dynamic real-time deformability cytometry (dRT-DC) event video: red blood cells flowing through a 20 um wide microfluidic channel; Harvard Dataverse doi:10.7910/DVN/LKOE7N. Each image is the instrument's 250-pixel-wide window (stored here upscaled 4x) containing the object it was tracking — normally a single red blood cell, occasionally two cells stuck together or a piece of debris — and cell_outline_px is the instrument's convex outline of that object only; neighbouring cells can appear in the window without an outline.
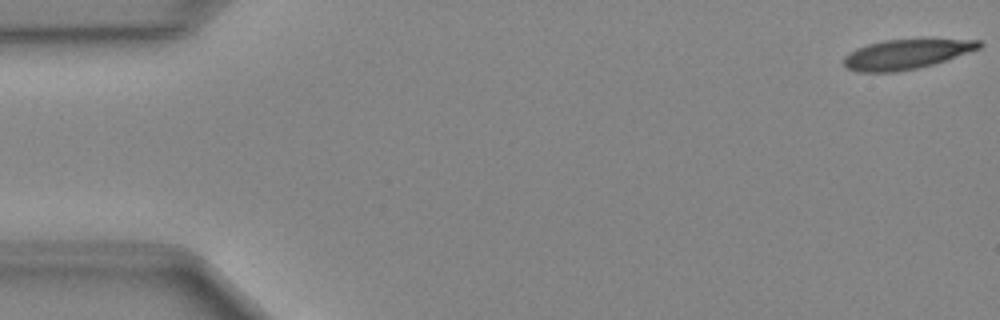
{"species": "Egyptian fruit bat (a non-hibernating species)", "species_latin": "Rousettus aegyptiacus", "temperature_condition": "cold", "stored_images_in_passage": 7, "segment_of_instrument_passage": [2, 2], "camera_frame_rate_fps": 3000, "um_per_image_px": 0.085, "animal": {"sex": "female"}, "frame": {"image": 1, "passage_image": 7, "time_ms": 2.0, "image_size_px": [1000, 320], "cell_outline_px": [[984, 44], [980, 48], [932, 64], [916, 68], [896, 72], [856, 72], [848, 68], [844, 64], [844, 56], [856, 48], [868, 44], [884, 40], [924, 36], [980, 40]], "centroid_in_image_um": [77.09, 4.54], "position_along_channel_um": 7.9, "area_um2": 24.33}}